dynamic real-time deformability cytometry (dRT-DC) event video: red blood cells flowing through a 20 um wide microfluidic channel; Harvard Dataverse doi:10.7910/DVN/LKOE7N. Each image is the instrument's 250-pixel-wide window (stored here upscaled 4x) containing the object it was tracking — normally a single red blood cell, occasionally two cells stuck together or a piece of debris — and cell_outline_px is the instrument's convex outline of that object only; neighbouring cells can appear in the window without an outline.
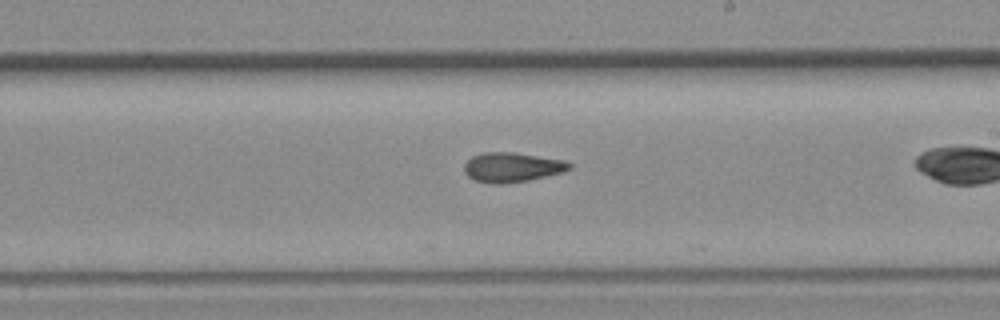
{"species": "common noctule bat (a hibernating species)", "species_latin": "Nyctalus noctula", "temperature_condition": "room temperature", "stored_images_in_passage": 24, "camera_frame_rate_fps": 3000, "um_per_image_px": 0.085, "animal": {"sex": "female", "body_mass_g": 19.3, "forearm_length_mm": 54.1}, "frame": {"image": 1, "passage_image": 16, "time_ms": 5.0, "image_size_px": [1000, 320], "cell_outline_px": [[572, 168], [564, 172], [528, 180], [504, 184], [492, 184], [476, 180], [468, 176], [464, 172], [464, 164], [472, 156], [484, 152], [512, 152], [568, 160], [572, 164]], "centroid_in_image_um": [43.56, 14.21], "position_along_channel_um": 245.4, "area_um2": 18.32}}